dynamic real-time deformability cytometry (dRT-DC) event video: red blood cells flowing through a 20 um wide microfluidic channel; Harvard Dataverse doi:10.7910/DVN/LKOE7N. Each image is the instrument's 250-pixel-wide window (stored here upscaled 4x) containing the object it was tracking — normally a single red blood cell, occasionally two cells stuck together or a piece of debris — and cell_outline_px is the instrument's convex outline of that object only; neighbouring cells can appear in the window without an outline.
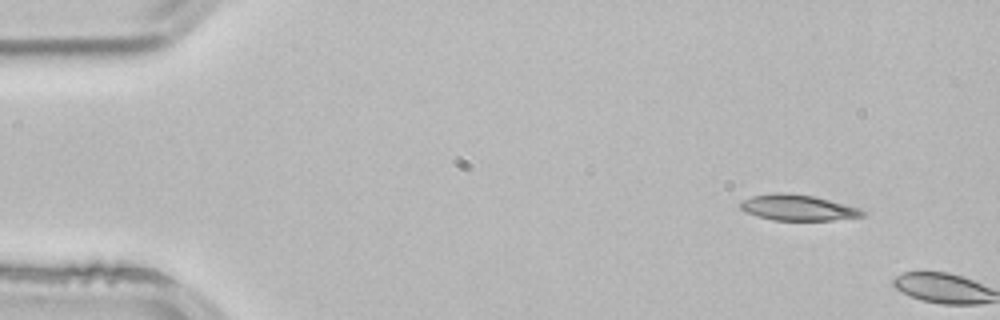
{"species": "common noctule bat (a hibernating species)", "species_latin": "Nyctalus noctula", "temperature_condition": "room temperature", "stored_images_in_passage": 2, "camera_frame_rate_fps": 3000, "um_per_image_px": 0.085, "animal": {"sex": "male", "body_mass_g": 21.5, "forearm_length_mm": 52.0}, "frame": {"image": 1, "passage_image": 1, "time_ms": 0.0, "image_size_px": [1000, 320], "cell_outline_px": [[868, 216], [832, 220], [772, 220], [756, 216], [740, 208], [740, 200], [752, 196], [776, 192], [784, 192], [812, 196], [860, 208], [868, 212]], "centroid_in_image_um": [67.84, 17.65], "position_along_channel_um": 17.2, "area_um2": 18.44}}